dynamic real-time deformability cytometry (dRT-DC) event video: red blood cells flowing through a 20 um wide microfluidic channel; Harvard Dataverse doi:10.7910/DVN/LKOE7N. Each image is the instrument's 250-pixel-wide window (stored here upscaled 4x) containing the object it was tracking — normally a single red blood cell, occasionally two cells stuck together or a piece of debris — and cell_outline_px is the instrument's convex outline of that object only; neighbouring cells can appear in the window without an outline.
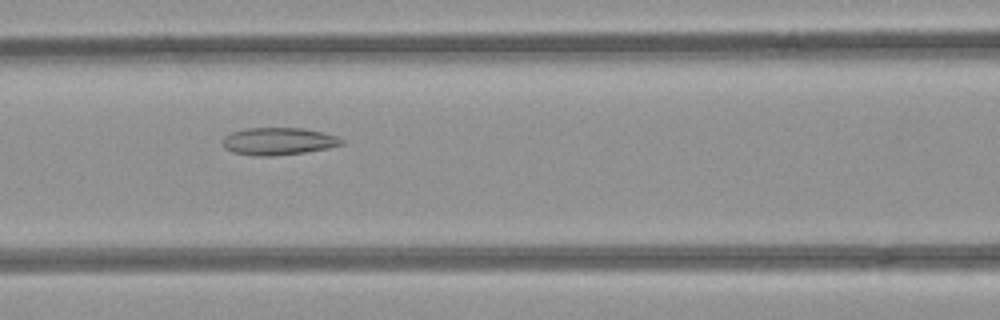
{"species": "common noctule bat (a hibernating species)", "species_latin": "Nyctalus noctula", "temperature_condition": "room temperature", "stored_images_in_passage": 43, "camera_frame_rate_fps": 3000, "um_per_image_px": 0.085, "animal": {"sex": "female", "body_mass_g": 21.9}, "frame": {"image": 1, "passage_image": 14, "time_ms": 4.333, "image_size_px": [1000, 320], "cell_outline_px": [[344, 144], [328, 148], [304, 152], [272, 156], [256, 156], [232, 152], [224, 148], [224, 136], [232, 132], [244, 128], [304, 128], [336, 136], [344, 140]], "centroid_in_image_um": [23.66, 12.01], "position_along_channel_um": 142.9, "area_um2": 18.9}}
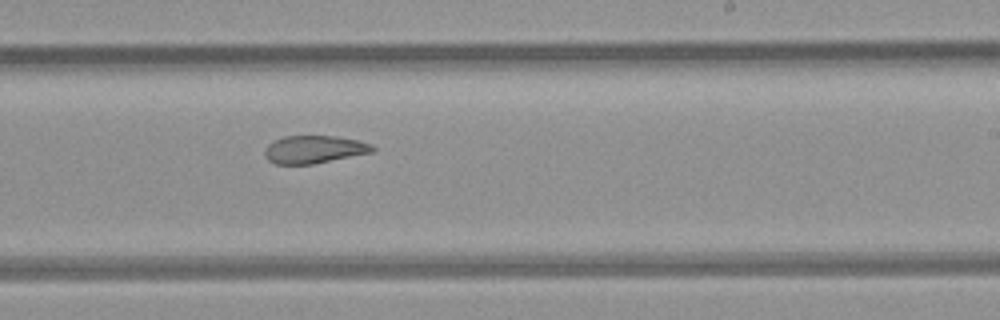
{"frame": {"image": 2, "passage_image": 23, "time_ms": 7.333, "image_size_px": [1000, 320], "cell_outline_px": [[376, 148], [372, 152], [312, 164], [276, 164], [268, 160], [264, 156], [264, 148], [272, 140], [284, 136], [336, 136], [356, 140], [372, 144]], "centroid_in_image_um": [26.65, 12.69], "position_along_channel_um": 262.4, "area_um2": 17.46}}
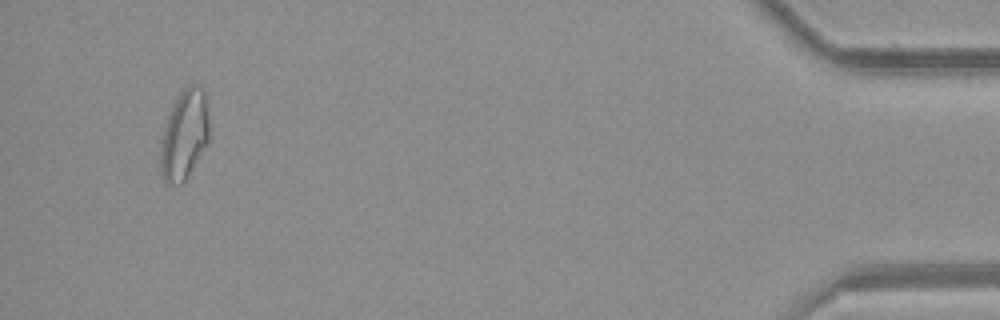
{"frame": {"image": 3, "passage_image": 41, "time_ms": 13.333, "image_size_px": [1000, 320], "cell_outline_px": [[208, 140], [188, 176], [180, 184], [168, 184], [164, 180], [160, 172], [160, 140], [168, 116], [180, 92], [188, 84], [200, 84], [204, 88], [208, 100]], "centroid_in_image_um": [15.67, 11.42], "position_along_channel_um": 419.5, "area_um2": 25.55}, "authors_computed_cell_mechanics": {"area_um2": 20.6924, "velocity_mm_per_s": 3.9966, "shape_relaxation_time_tau1_ms": null, "shape_relaxation_time_tau2_ms": 3.2106, "deformation_change_tau1": null, "deformation_change_tau2": 0.1108}}